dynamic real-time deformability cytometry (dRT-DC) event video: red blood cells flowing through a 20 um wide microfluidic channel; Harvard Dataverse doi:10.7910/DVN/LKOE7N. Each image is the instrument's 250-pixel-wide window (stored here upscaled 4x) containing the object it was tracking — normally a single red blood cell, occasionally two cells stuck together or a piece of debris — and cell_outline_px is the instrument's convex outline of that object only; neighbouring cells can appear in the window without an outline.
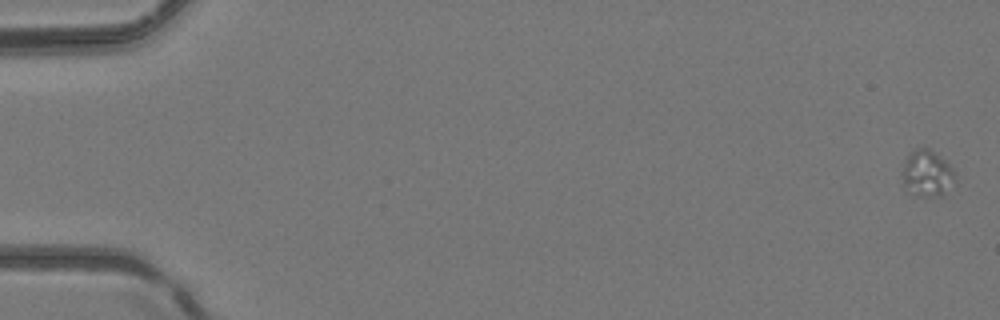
{"species": "common noctule bat (a hibernating species)", "species_latin": "Nyctalus noctula", "temperature_condition": "room temperature", "stored_images_in_passage": 6, "camera_frame_rate_fps": 3000, "um_per_image_px": 0.085, "animal": {"sex": "female", "body_mass_g": 24.6, "forearm_length_mm": 56.2}, "frame": {"image": 1, "passage_image": 1, "time_ms": 0.0, "image_size_px": [1000, 320], "cell_outline_px": [[952, 176], [944, 192], [940, 196], [916, 196], [904, 184], [904, 164], [908, 152], [916, 148], [928, 148], [944, 160], [952, 168]], "centroid_in_image_um": [78.74, 14.7], "position_along_channel_um": 6.3, "area_um2": 13.35}}
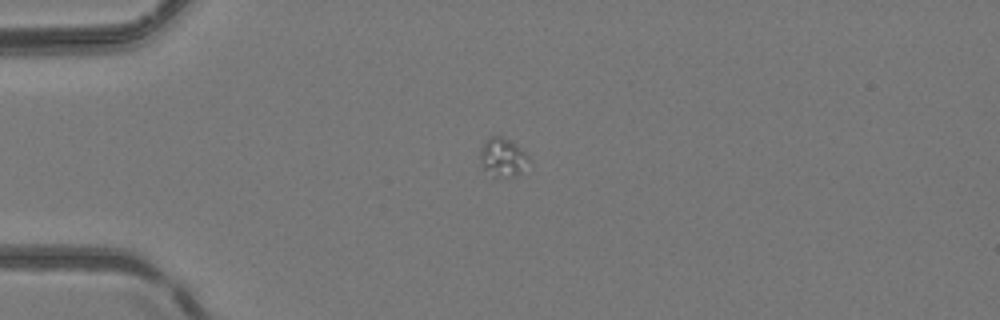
{"frame": {"image": 2, "passage_image": 3, "time_ms": 4.333, "image_size_px": [1000, 320], "cell_outline_px": [[528, 160], [520, 172], [516, 176], [492, 176], [480, 164], [480, 148], [484, 140], [488, 136], [500, 136], [508, 140], [520, 148], [528, 156]], "centroid_in_image_um": [42.66, 13.35], "position_along_channel_um": 42.3, "area_um2": 10.69}}